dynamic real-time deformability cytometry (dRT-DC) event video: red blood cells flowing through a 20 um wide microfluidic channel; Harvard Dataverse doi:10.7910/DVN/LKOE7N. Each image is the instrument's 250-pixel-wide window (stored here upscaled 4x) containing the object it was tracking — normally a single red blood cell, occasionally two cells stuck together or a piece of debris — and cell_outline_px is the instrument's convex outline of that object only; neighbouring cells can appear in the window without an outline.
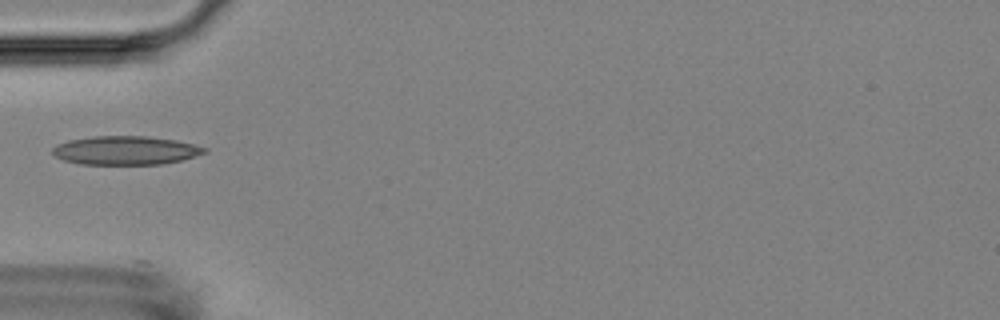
{"species": "Egyptian fruit bat (a non-hibernating species)", "species_latin": "Rousettus aegyptiacus", "temperature_condition": "room temperature", "stored_images_in_passage": 1, "camera_frame_rate_fps": 3000, "um_per_image_px": 0.085, "animal": {"sex": "female"}, "frame": {"image": 1, "passage_image": 1, "time_ms": 0.0, "image_size_px": [1000, 320], "cell_outline_px": [[208, 152], [180, 160], [164, 164], [80, 164], [64, 160], [56, 156], [52, 152], [52, 148], [56, 144], [68, 140], [92, 136], [148, 136], [176, 140], [208, 148]], "centroid_in_image_um": [10.66, 12.78], "position_along_channel_um": 74.3, "area_um2": 25.43}}